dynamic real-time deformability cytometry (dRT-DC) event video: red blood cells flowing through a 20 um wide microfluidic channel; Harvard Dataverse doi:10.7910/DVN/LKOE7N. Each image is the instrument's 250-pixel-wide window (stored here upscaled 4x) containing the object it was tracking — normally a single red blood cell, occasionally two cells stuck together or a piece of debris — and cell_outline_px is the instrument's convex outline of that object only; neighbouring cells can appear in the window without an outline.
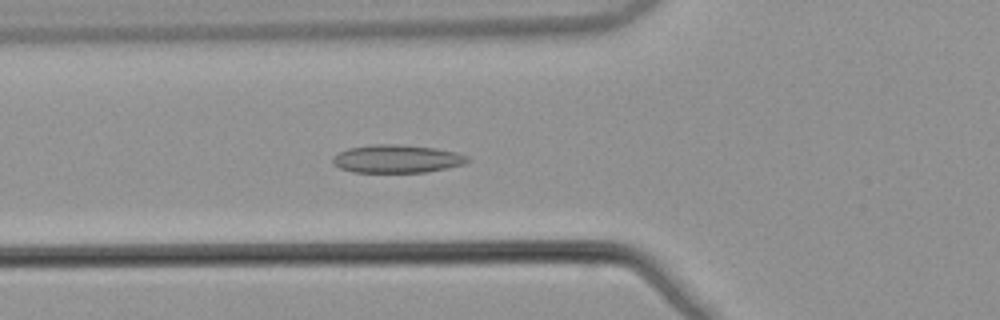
{"species": "common noctule bat (a hibernating species)", "species_latin": "Nyctalus noctula", "temperature_condition": "warm", "stored_images_in_passage": 28, "camera_frame_rate_fps": 3000, "um_per_image_px": 0.085, "animal": {"sex": "male", "body_mass_g": 21.5, "forearm_length_mm": 52.0}, "frame": {"image": 1, "passage_image": 8, "time_ms": 2.333, "image_size_px": [1000, 320], "cell_outline_px": [[468, 160], [464, 164], [448, 168], [424, 172], [352, 172], [340, 168], [332, 164], [332, 160], [340, 152], [348, 148], [376, 144], [384, 144], [436, 148], [456, 152], [468, 156]], "centroid_in_image_um": [33.73, 13.51], "position_along_channel_um": 92.1, "area_um2": 21.73}}
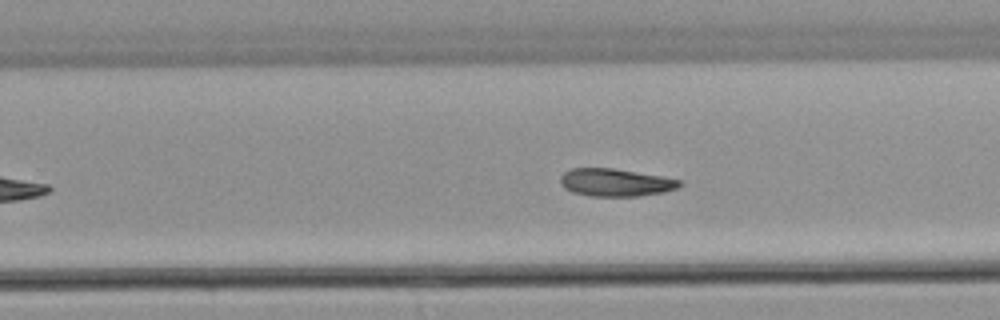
{"frame": {"image": 2, "passage_image": 19, "time_ms": 6.0, "image_size_px": [1000, 320], "cell_outline_px": [[684, 184], [676, 188], [664, 192], [640, 196], [592, 196], [572, 192], [564, 188], [560, 184], [560, 176], [564, 172], [572, 168], [612, 168], [660, 176], [680, 180]], "centroid_in_image_um": [52.29, 15.51], "position_along_channel_um": 277.5, "area_um2": 19.19}}
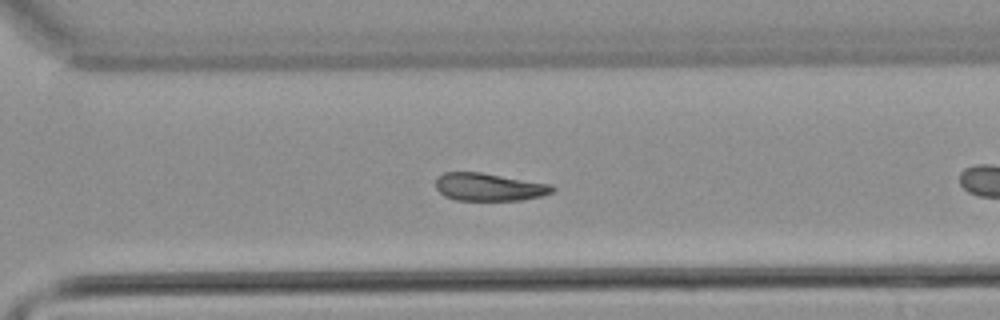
{"frame": {"image": 3, "passage_image": 23, "time_ms": 7.333, "image_size_px": [1000, 320], "cell_outline_px": [[556, 188], [552, 192], [540, 196], [520, 200], [456, 200], [444, 196], [436, 188], [436, 180], [444, 172], [480, 172], [552, 184]], "centroid_in_image_um": [41.57, 15.89], "position_along_channel_um": 329.0, "area_um2": 18.79}}